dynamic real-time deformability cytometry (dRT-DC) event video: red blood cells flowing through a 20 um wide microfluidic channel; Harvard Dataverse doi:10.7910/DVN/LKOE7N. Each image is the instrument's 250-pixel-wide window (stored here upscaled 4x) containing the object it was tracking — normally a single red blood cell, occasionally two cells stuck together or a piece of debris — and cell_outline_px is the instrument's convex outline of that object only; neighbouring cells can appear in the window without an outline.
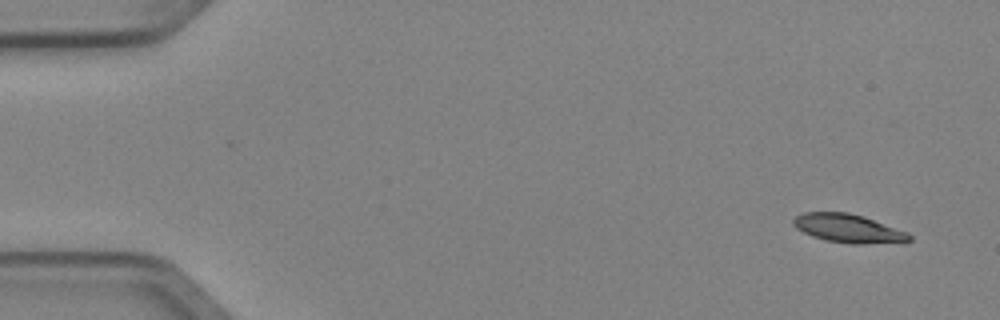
{"species": "Egyptian fruit bat (a non-hibernating species)", "species_latin": "Rousettus aegyptiacus", "temperature_condition": "cold", "stored_images_in_passage": 2, "camera_frame_rate_fps": 3000, "um_per_image_px": 0.085, "animal": {"sex": "female"}, "frame": {"image": 1, "passage_image": 2, "time_ms": 0.333, "image_size_px": [1000, 320], "cell_outline_px": [[912, 240], [904, 244], [852, 244], [828, 240], [812, 236], [796, 228], [792, 224], [792, 220], [796, 216], [804, 212], [848, 212], [864, 216], [908, 232], [912, 236]], "centroid_in_image_um": [72.2, 19.43], "position_along_channel_um": 12.8, "area_um2": 19.71}}